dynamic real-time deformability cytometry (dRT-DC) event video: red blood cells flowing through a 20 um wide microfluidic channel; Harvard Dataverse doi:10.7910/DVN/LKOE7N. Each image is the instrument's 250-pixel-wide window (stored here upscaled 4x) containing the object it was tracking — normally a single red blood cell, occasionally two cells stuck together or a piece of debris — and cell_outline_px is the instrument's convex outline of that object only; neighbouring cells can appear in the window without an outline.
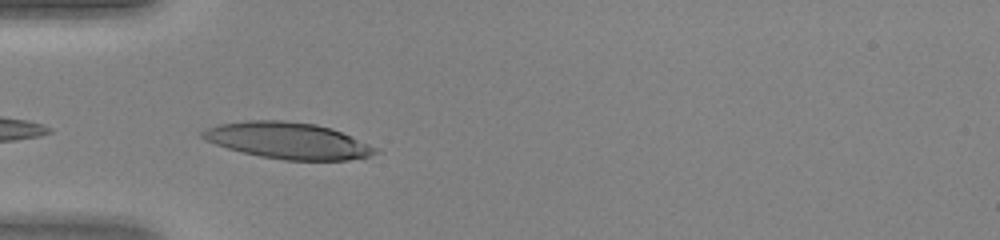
{"species": "human", "species_latin": "Homo sapiens", "temperature_condition": "warm", "stored_images_in_passage": 15, "camera_frame_rate_fps": 3000, "um_per_image_px": 0.085, "donor": {"sex": "female"}, "frame": {"image": 1, "passage_image": 1, "time_ms": 0.0, "image_size_px": [1000, 240], "cell_outline_px": [[384, 152], [368, 156], [348, 160], [284, 160], [260, 156], [228, 148], [204, 140], [200, 136], [200, 132], [208, 128], [220, 124], [248, 120], [284, 120], [316, 124], [332, 128], [380, 148]], "centroid_in_image_um": [24.54, 11.95], "position_along_channel_um": 60.5, "area_um2": 36.82}}